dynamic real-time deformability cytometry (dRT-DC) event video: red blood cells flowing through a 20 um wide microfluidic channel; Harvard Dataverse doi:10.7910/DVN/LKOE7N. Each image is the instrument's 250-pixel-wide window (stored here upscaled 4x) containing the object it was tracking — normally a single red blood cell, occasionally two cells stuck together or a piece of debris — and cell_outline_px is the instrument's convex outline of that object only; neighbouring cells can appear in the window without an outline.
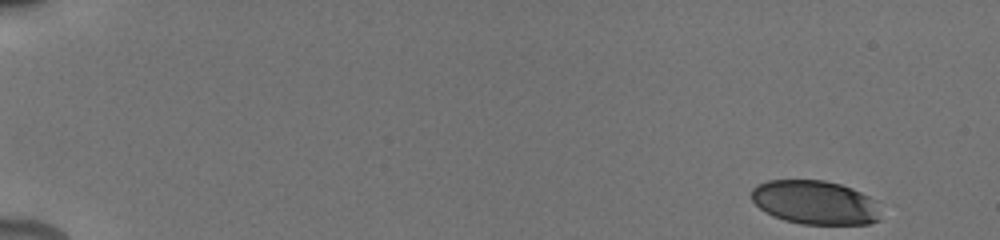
{"species": "human", "species_latin": "Homo sapiens", "temperature_condition": "cold", "stored_images_in_passage": 56, "camera_frame_rate_fps": 3000, "um_per_image_px": 0.085, "donor": {"sex": "male"}, "frame": {"image": 1, "passage_image": 1, "time_ms": 0.0, "image_size_px": [1000, 240], "cell_outline_px": [[880, 220], [868, 224], [800, 224], [784, 220], [772, 216], [760, 208], [752, 200], [752, 188], [756, 184], [768, 180], [824, 180], [840, 184], [852, 188], [868, 196], [872, 200]], "centroid_in_image_um": [69.21, 17.2], "position_along_channel_um": 15.8, "area_um2": 32.83}}
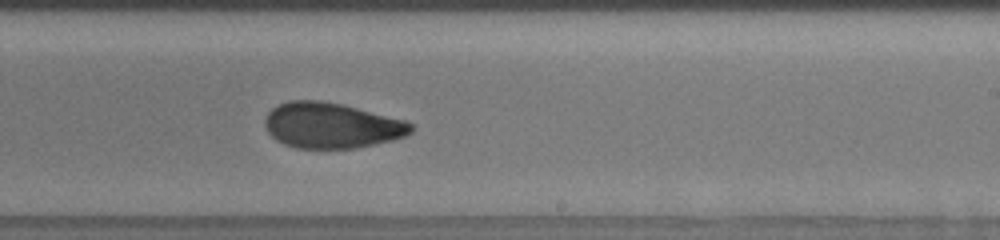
{"frame": {"image": 2, "passage_image": 35, "time_ms": 10.667, "image_size_px": [1000, 240], "cell_outline_px": [[412, 132], [404, 136], [392, 140], [356, 148], [296, 148], [284, 144], [276, 140], [268, 132], [264, 124], [264, 120], [268, 112], [272, 108], [288, 100], [320, 100], [340, 104], [404, 120], [412, 124]], "centroid_in_image_um": [28.13, 10.67], "position_along_channel_um": 260.9, "area_um2": 38.49}}
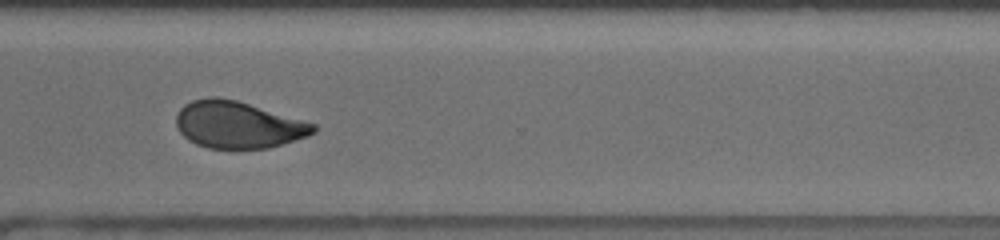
{"frame": {"image": 3, "passage_image": 44, "time_ms": 13.0, "image_size_px": [1000, 240], "cell_outline_px": [[316, 132], [308, 136], [268, 148], [208, 148], [196, 144], [188, 140], [180, 132], [176, 124], [176, 116], [180, 108], [184, 104], [192, 100], [208, 96], [216, 96], [236, 100], [316, 124]], "centroid_in_image_um": [20.2, 10.6], "position_along_channel_um": 350.4, "area_um2": 37.4}, "authors_computed_cell_mechanics": {"area_um2": 37.6567, "velocity_mm_per_s": 3.8261, "shape_relaxation_time_tau1_ms": 6.2172, "shape_relaxation_time_tau2_ms": 1.8964, "deformation_change_tau1": 0.1608, "deformation_change_tau2": 0.0786}}